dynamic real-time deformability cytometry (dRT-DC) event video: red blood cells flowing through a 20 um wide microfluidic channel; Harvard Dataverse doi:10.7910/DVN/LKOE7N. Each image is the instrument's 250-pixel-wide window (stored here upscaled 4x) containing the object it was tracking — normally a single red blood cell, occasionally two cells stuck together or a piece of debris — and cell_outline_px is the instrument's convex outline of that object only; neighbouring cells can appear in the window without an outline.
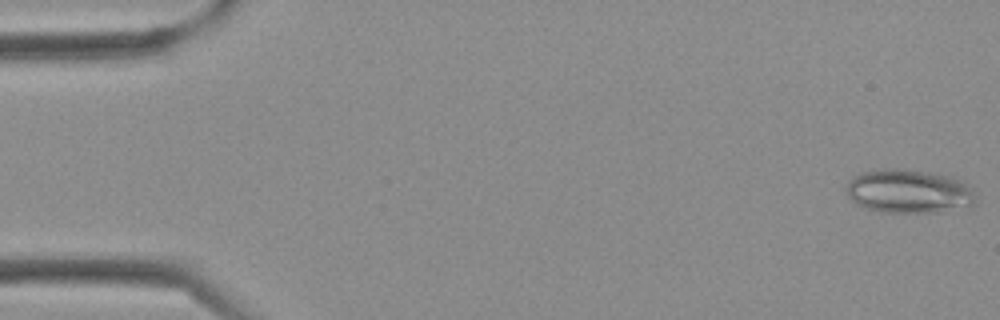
{"species": "Egyptian fruit bat (a non-hibernating species)", "species_latin": "Rousettus aegyptiacus", "temperature_condition": "cold", "stored_images_in_passage": 38, "camera_frame_rate_fps": 3000, "um_per_image_px": 0.085, "frame": {"image": 1, "passage_image": 1, "time_ms": 0.0, "image_size_px": [1000, 320], "cell_outline_px": [[976, 204], [940, 212], [880, 212], [864, 208], [856, 204], [848, 196], [844, 188], [848, 180], [852, 176], [860, 172], [884, 168], [900, 168], [932, 172], [952, 176], [968, 184], [972, 188], [976, 196]], "centroid_in_image_um": [77.22, 16.24], "position_along_channel_um": 7.8, "area_um2": 33.7}}
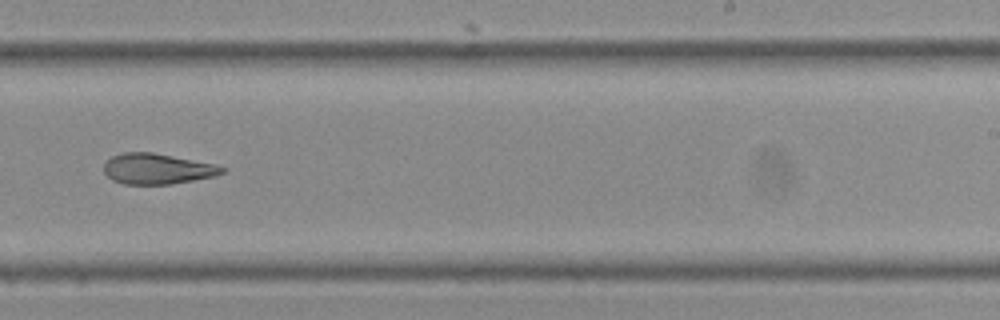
{"frame": {"image": 2, "passage_image": 24, "time_ms": 7.667, "image_size_px": [1000, 320], "cell_outline_px": [[228, 168], [224, 172], [216, 176], [168, 184], [124, 184], [112, 180], [104, 172], [104, 164], [112, 156], [124, 152], [152, 152], [216, 164]], "centroid_in_image_um": [13.39, 14.34], "position_along_channel_um": 275.6, "area_um2": 21.04}}
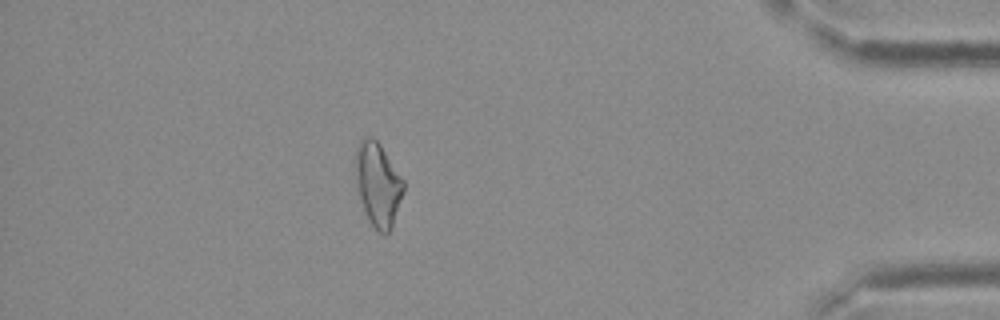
{"frame": {"image": 3, "passage_image": 34, "time_ms": 11.0, "image_size_px": [1000, 320], "cell_outline_px": [[404, 192], [392, 228], [384, 236], [368, 220], [356, 184], [356, 148], [360, 140], [364, 136], [372, 136], [380, 144], [404, 180]], "centroid_in_image_um": [32.14, 15.66], "position_along_channel_um": 403.1, "area_um2": 23.29}}